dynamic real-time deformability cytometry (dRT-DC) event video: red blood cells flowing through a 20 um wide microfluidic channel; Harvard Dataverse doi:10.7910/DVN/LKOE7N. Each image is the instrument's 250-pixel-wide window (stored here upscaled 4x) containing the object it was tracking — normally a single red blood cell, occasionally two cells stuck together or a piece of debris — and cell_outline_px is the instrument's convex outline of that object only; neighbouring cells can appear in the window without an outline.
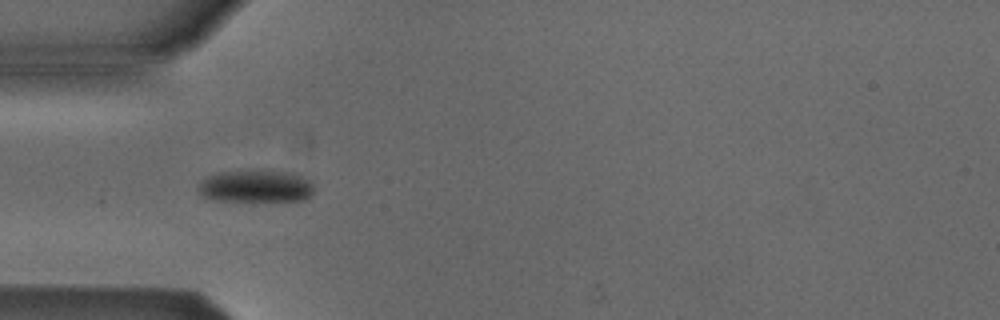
{"species": "Egyptian fruit bat (a non-hibernating species)", "species_latin": "Rousettus aegyptiacus", "temperature_condition": "cold", "stored_images_in_passage": 4, "camera_frame_rate_fps": 3000, "um_per_image_px": 0.085, "animal": {"sex": "male"}, "frame": {"image": 1, "passage_image": 2, "time_ms": 1.0, "image_size_px": [1000, 320], "cell_outline_px": [[312, 192], [304, 200], [220, 200], [204, 196], [196, 188], [200, 180], [216, 172], [292, 172], [312, 180]], "centroid_in_image_um": [21.73, 15.83], "position_along_channel_um": 63.3, "area_um2": 21.15}}
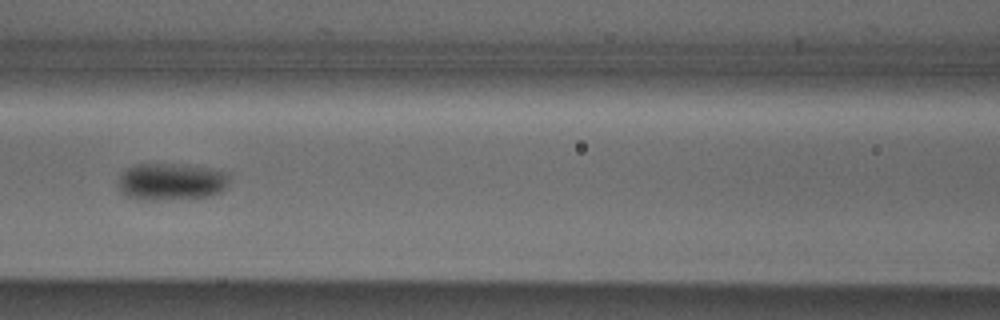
{"frame": {"image": 2, "passage_image": 4, "time_ms": 3.333, "image_size_px": [1000, 320], "cell_outline_px": [[228, 184], [220, 192], [196, 200], [136, 200], [128, 196], [116, 184], [116, 180], [128, 168], [136, 164], [188, 164], [228, 172]], "centroid_in_image_um": [14.57, 15.47], "position_along_channel_um": 152.0, "area_um2": 24.62}}